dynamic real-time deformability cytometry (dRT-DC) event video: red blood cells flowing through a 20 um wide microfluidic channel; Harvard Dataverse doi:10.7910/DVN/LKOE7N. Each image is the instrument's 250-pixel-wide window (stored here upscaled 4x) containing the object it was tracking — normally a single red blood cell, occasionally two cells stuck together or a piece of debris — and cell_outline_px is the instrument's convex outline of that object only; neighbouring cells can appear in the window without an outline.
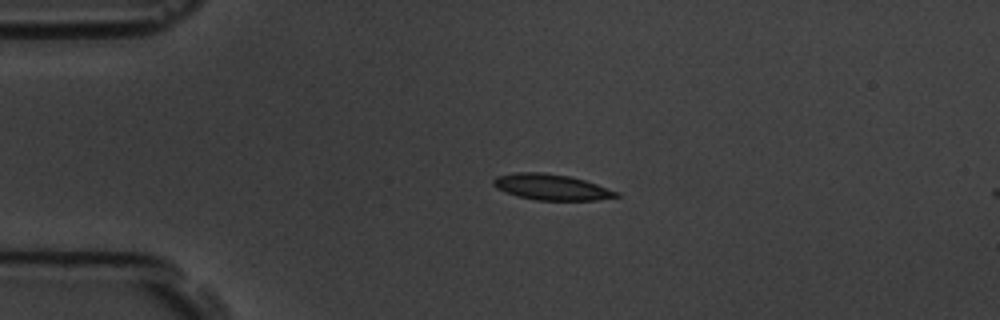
{"species": "common noctule bat (a hibernating species)", "species_latin": "Nyctalus noctula", "temperature_condition": "room temperature", "stored_images_in_passage": 14, "camera_frame_rate_fps": 3000, "um_per_image_px": 0.085, "animal": {"sex": "male", "body_mass_g": 19.5, "forearm_length_mm": 54.6}, "frame": {"image": 1, "passage_image": 13, "time_ms": 4.0, "image_size_px": [1000, 320], "cell_outline_px": [[620, 196], [596, 200], [536, 200], [504, 192], [496, 188], [492, 184], [492, 180], [496, 176], [516, 172], [544, 172], [568, 176], [584, 180], [620, 192]], "centroid_in_image_um": [46.85, 15.9], "position_along_channel_um": 38.2, "area_um2": 18.5}}